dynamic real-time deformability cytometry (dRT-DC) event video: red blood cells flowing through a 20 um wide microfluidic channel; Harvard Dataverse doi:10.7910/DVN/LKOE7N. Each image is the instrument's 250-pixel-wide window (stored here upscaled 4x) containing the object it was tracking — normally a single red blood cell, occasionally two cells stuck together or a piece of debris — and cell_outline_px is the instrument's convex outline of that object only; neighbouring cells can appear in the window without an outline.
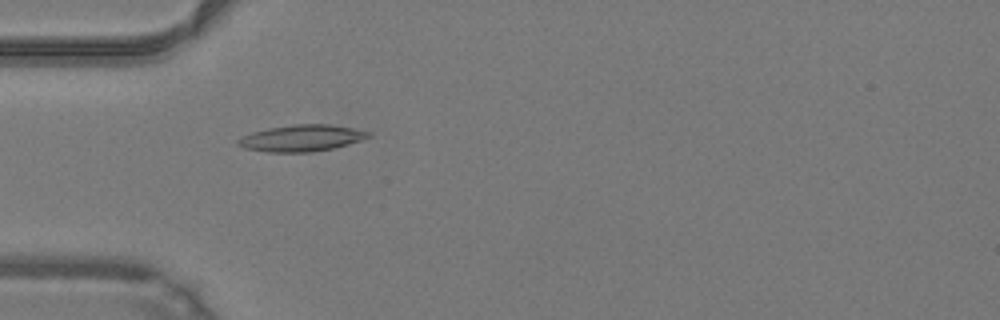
{"species": "common noctule bat (a hibernating species)", "species_latin": "Nyctalus noctula", "temperature_condition": "warm", "stored_images_in_passage": 36, "camera_frame_rate_fps": 3000, "um_per_image_px": 0.085, "animal": {"sex": "male", "body_mass_g": 19.2, "forearm_length_mm": 51.8}, "frame": {"image": 1, "passage_image": 2, "time_ms": 0.333, "image_size_px": [1000, 320], "cell_outline_px": [[372, 136], [348, 144], [332, 148], [312, 152], [268, 152], [244, 148], [236, 144], [236, 140], [240, 136], [252, 132], [268, 128], [292, 124], [332, 124], [372, 132]], "centroid_in_image_um": [25.61, 11.73], "position_along_channel_um": 59.4, "area_um2": 20.29}}
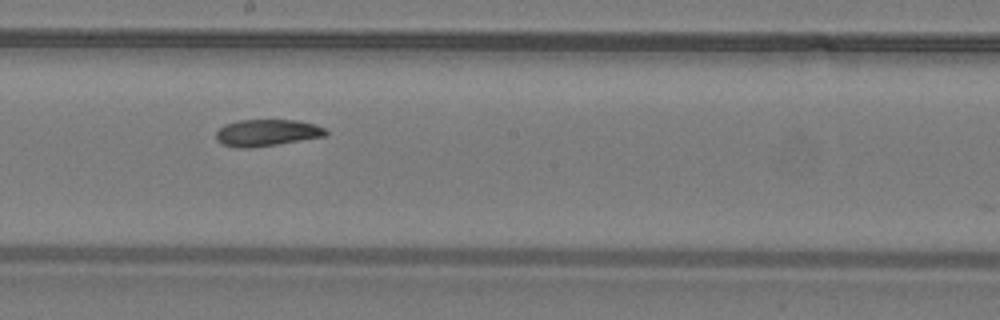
{"frame": {"image": 2, "passage_image": 14, "time_ms": 4.333, "image_size_px": [1000, 320], "cell_outline_px": [[328, 132], [324, 136], [252, 148], [236, 148], [224, 144], [216, 140], [216, 132], [224, 124], [240, 120], [296, 120], [316, 124], [324, 128]], "centroid_in_image_um": [22.66, 11.28], "position_along_channel_um": 225.5, "area_um2": 16.99}}
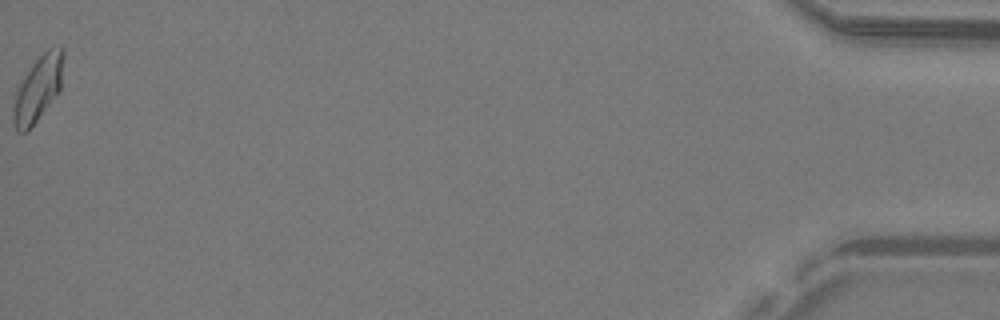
{"frame": {"image": 3, "passage_image": 36, "time_ms": 11.667, "image_size_px": [1000, 320], "cell_outline_px": [[64, 52], [60, 92], [28, 132], [20, 132], [16, 128], [12, 120], [12, 108], [20, 84], [24, 76], [32, 64], [48, 48], [60, 44], [64, 48]], "centroid_in_image_um": [3.26, 7.53], "position_along_channel_um": 431.9, "area_um2": 19.25}, "authors_computed_cell_mechanics": {"area_um2": 17.7157, "velocity_mm_per_s": 4.236, "shape_relaxation_time_tau1_ms": 7.6701, "shape_relaxation_time_tau2_ms": 5.4056, "deformation_change_tau1": 0.1959, "deformation_change_tau2": 0.1157}}